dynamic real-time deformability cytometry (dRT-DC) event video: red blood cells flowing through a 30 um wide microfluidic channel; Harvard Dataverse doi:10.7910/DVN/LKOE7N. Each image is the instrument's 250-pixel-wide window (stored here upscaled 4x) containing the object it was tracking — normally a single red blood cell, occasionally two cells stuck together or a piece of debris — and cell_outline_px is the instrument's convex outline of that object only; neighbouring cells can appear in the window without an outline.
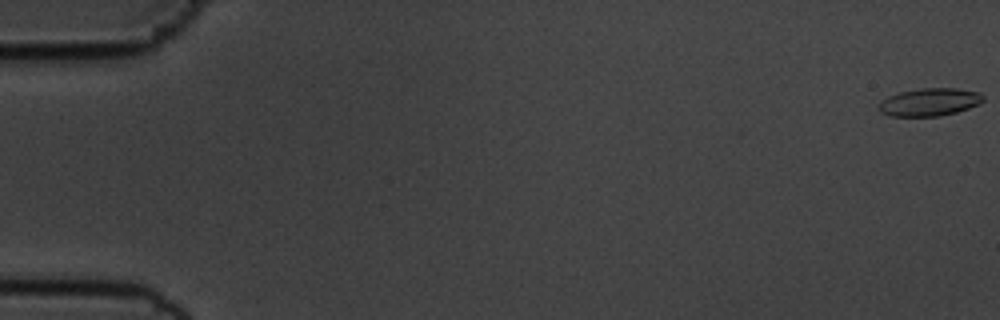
{"species": "common noctule bat (a hibernating species)", "species_latin": "Nyctalus noctula", "temperature_condition": "cold", "stored_images_in_passage": 57, "camera_frame_rate_fps": 3000, "um_per_image_px": 0.085, "animal": {"sex": "male", "body_mass_g": 19.5, "forearm_length_mm": 54.6}, "frame": {"image": 1, "passage_image": 1, "time_ms": 0.0, "image_size_px": [1000, 320], "cell_outline_px": [[984, 100], [980, 104], [956, 112], [940, 116], [892, 116], [880, 112], [876, 104], [888, 96], [900, 92], [920, 88], [956, 88], [980, 92], [984, 96]], "centroid_in_image_um": [79.01, 8.67], "position_along_channel_um": 6.0, "area_um2": 17.05}}
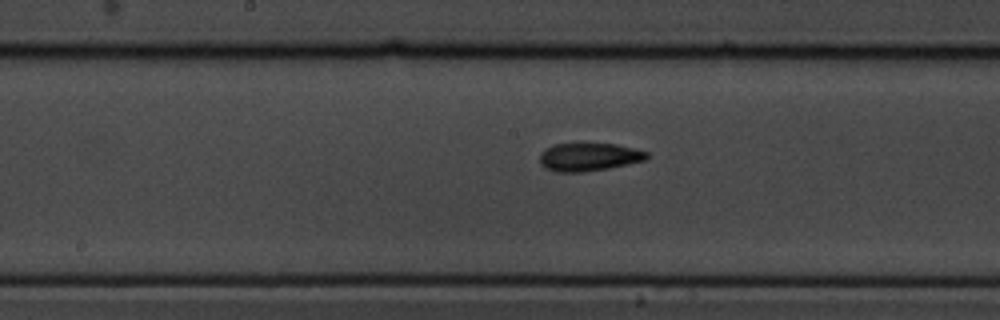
{"frame": {"image": 2, "passage_image": 30, "time_ms": 9.667, "image_size_px": [1000, 320], "cell_outline_px": [[648, 156], [644, 160], [628, 164], [608, 168], [580, 172], [556, 172], [544, 168], [540, 164], [540, 152], [544, 148], [552, 144], [616, 144], [648, 152]], "centroid_in_image_um": [49.99, 13.34], "position_along_channel_um": 198.2, "area_um2": 17.46}}
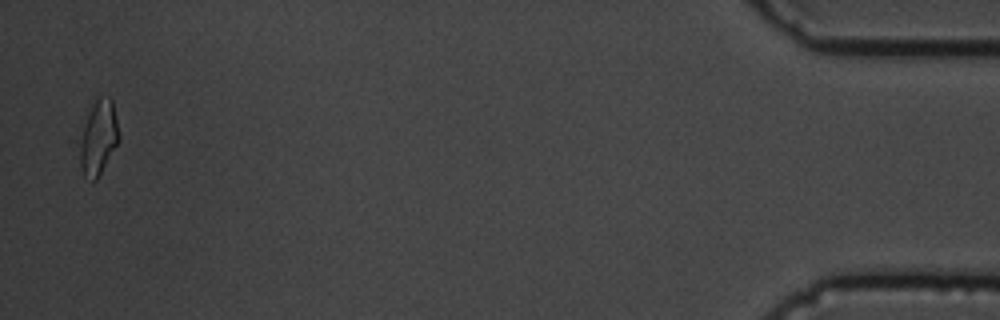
{"frame": {"image": 3, "passage_image": 56, "time_ms": 18.333, "image_size_px": [1000, 320], "cell_outline_px": [[120, 140], [96, 180], [92, 180], [84, 176], [80, 168], [76, 144], [76, 140], [92, 96], [108, 96], [112, 100], [120, 136]], "centroid_in_image_um": [8.27, 11.62], "position_along_channel_um": 426.9, "area_um2": 18.32}, "authors_computed_cell_mechanics": {"area_um2": 16.9932, "velocity_mm_per_s": 3.618, "shape_relaxation_time_tau1_ms": 6.4501, "shape_relaxation_time_tau2_ms": 4.6049, "deformation_change_tau1": 0.1754, "deformation_change_tau2": 0.1012}}